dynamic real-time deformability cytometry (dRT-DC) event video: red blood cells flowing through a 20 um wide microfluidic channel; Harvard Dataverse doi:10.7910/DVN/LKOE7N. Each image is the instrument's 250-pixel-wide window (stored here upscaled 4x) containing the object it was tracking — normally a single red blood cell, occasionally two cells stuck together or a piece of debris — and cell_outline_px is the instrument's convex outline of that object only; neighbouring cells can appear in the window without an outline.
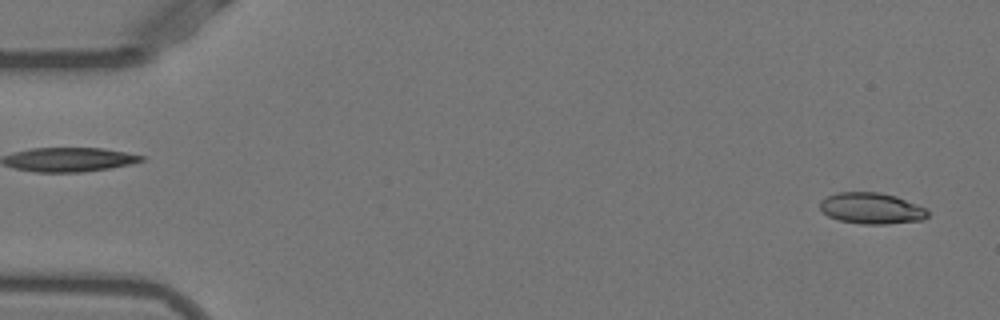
{"species": "Egyptian fruit bat (a non-hibernating species)", "species_latin": "Rousettus aegyptiacus", "temperature_condition": "warm", "stored_images_in_passage": 14, "camera_frame_rate_fps": 3000, "um_per_image_px": 0.085, "animal": {"sex": "female"}, "frame": {"image": 1, "passage_image": 2, "time_ms": 0.333, "image_size_px": [1000, 320], "cell_outline_px": [[928, 216], [924, 220], [884, 224], [864, 224], [840, 220], [828, 216], [820, 208], [820, 200], [836, 192], [880, 192], [896, 196], [916, 204], [924, 208], [928, 212]], "centroid_in_image_um": [74.07, 17.7], "position_along_channel_um": 10.9, "area_um2": 19.48}}
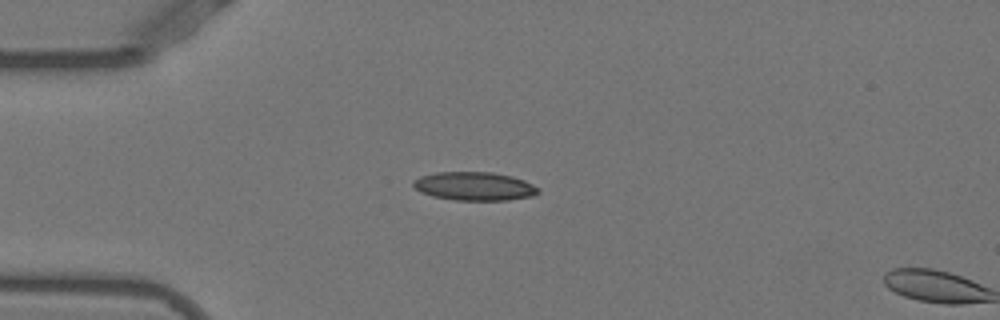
{"frame": {"image": 2, "passage_image": 13, "time_ms": 4.0, "image_size_px": [1000, 320], "cell_outline_px": [[540, 192], [532, 196], [508, 200], [456, 200], [432, 196], [420, 192], [412, 184], [412, 180], [420, 176], [436, 172], [492, 172], [512, 176], [524, 180], [540, 188]], "centroid_in_image_um": [40.32, 15.82], "position_along_channel_um": 44.7, "area_um2": 20.87}}